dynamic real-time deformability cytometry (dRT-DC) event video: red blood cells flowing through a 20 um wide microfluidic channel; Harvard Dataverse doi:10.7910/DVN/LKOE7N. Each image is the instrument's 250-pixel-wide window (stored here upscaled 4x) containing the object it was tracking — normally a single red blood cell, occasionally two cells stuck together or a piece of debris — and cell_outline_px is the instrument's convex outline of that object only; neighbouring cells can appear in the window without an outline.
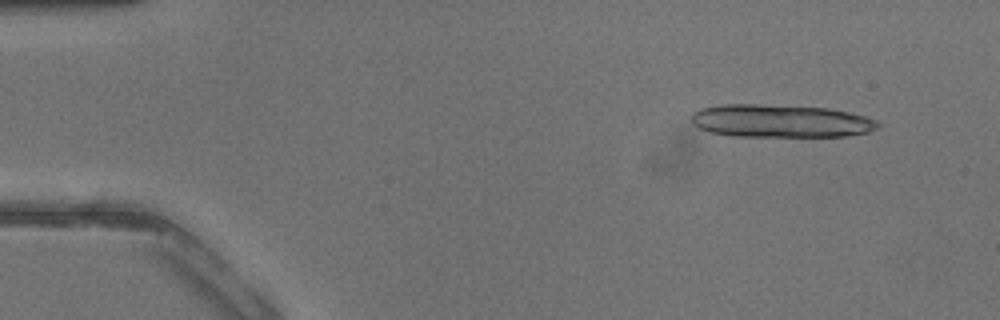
{"species": "common noctule bat (a hibernating species)", "species_latin": "Nyctalus noctula", "temperature_condition": "warm", "stored_images_in_passage": 23, "camera_frame_rate_fps": 3000, "um_per_image_px": 0.085, "animal": {"sex": "male", "body_mass_g": 13.3}, "frame": {"image": 1, "passage_image": 4, "time_ms": 1.0, "image_size_px": [1000, 320], "cell_outline_px": [[880, 124], [876, 128], [868, 132], [844, 136], [732, 136], [708, 132], [692, 124], [692, 112], [700, 108], [720, 104], [760, 104], [828, 108], [848, 112], [864, 116], [876, 120]], "centroid_in_image_um": [66.29, 10.28], "position_along_channel_um": 18.7, "area_um2": 35.84}}
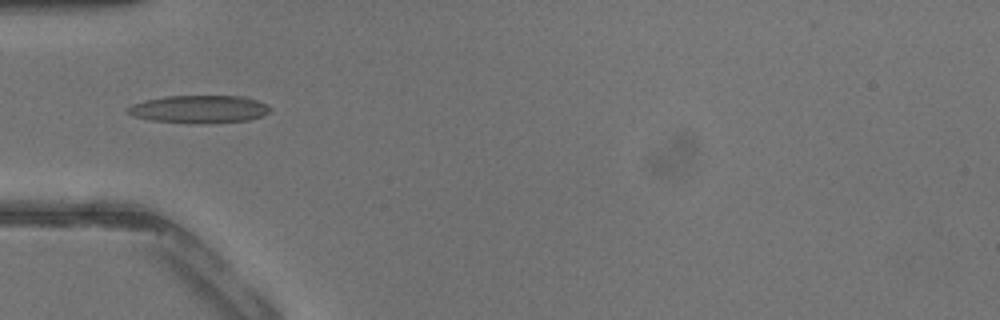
{"frame": {"image": 2, "passage_image": 14, "time_ms": 4.333, "image_size_px": [1000, 320], "cell_outline_px": [[272, 108], [264, 116], [248, 120], [208, 124], [192, 124], [152, 120], [136, 116], [128, 112], [124, 108], [132, 104], [144, 100], [164, 96], [244, 96], [256, 100]], "centroid_in_image_um": [16.93, 9.29], "position_along_channel_um": 68.1, "area_um2": 23.24}}
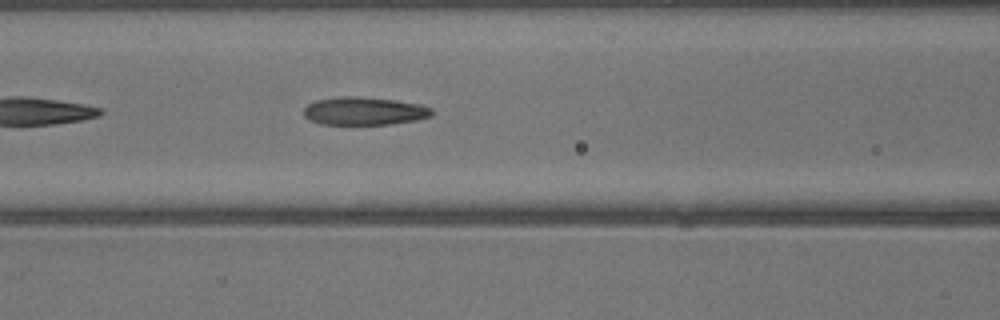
{"frame": {"image": 3, "passage_image": 18, "time_ms": 5.667, "image_size_px": [1000, 320], "cell_outline_px": [[436, 112], [432, 116], [416, 120], [392, 124], [320, 124], [308, 120], [304, 116], [304, 108], [308, 104], [316, 100], [340, 96], [356, 96], [396, 100], [420, 104], [432, 108]], "centroid_in_image_um": [30.98, 9.44], "position_along_channel_um": 135.6, "area_um2": 21.15}}